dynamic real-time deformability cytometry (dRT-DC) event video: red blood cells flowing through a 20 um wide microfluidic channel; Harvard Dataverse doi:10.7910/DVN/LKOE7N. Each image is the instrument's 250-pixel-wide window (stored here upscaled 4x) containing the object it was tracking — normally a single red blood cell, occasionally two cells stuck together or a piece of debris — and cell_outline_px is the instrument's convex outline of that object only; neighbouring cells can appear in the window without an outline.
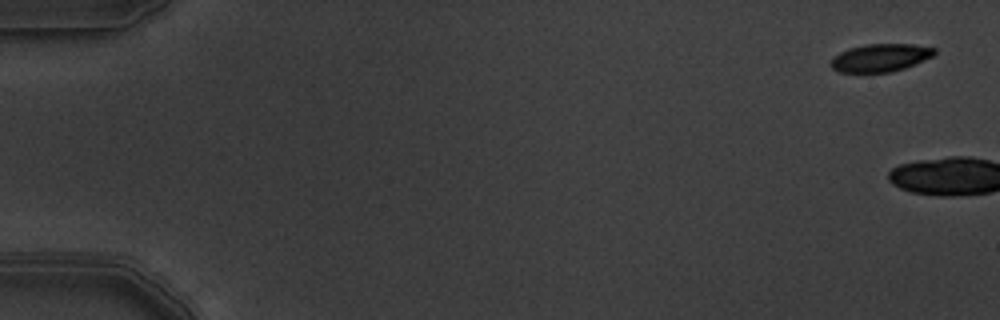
{"species": "common noctule bat (a hibernating species)", "species_latin": "Nyctalus noctula", "temperature_condition": "warm", "stored_images_in_passage": 2, "camera_frame_rate_fps": 3000, "um_per_image_px": 0.085, "animal": {"sex": "male", "body_mass_g": 19.5, "forearm_length_mm": 54.6}, "frame": {"image": 1, "passage_image": 1, "time_ms": 0.0, "image_size_px": [1000, 320], "cell_outline_px": [[936, 52], [932, 56], [904, 68], [892, 72], [840, 72], [832, 68], [828, 64], [832, 56], [848, 48], [868, 44], [912, 44], [936, 48]], "centroid_in_image_um": [74.78, 4.9], "position_along_channel_um": 10.2, "area_um2": 16.82}}